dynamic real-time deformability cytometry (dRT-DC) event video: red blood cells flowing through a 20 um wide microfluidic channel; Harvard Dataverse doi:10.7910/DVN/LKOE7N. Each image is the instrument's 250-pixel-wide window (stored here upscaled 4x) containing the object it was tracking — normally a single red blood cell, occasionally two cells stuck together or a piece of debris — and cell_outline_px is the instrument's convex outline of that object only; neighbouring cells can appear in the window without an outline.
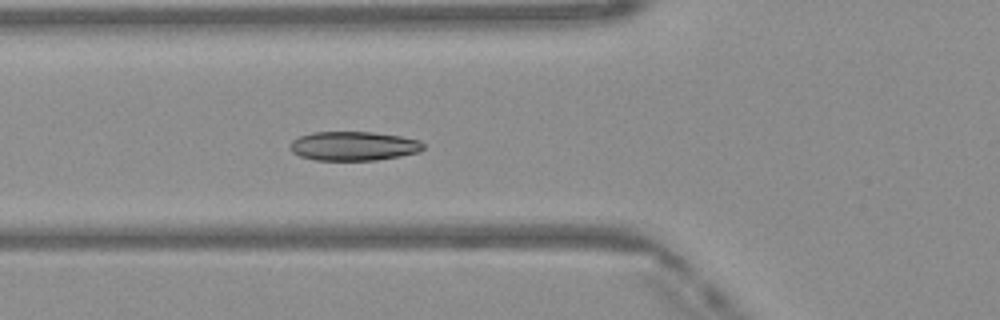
{"species": "Egyptian fruit bat (a non-hibernating species)", "species_latin": "Rousettus aegyptiacus", "temperature_condition": "warm", "stored_images_in_passage": 19, "camera_frame_rate_fps": 3000, "um_per_image_px": 0.085, "frame": {"image": 1, "passage_image": 6, "time_ms": 1.667, "image_size_px": [1000, 320], "cell_outline_px": [[424, 148], [420, 152], [400, 156], [376, 160], [316, 160], [300, 156], [292, 152], [288, 148], [292, 140], [300, 136], [312, 132], [372, 132], [400, 136], [420, 140], [424, 144]], "centroid_in_image_um": [30.05, 12.41], "position_along_channel_um": 95.7, "area_um2": 22.72}}
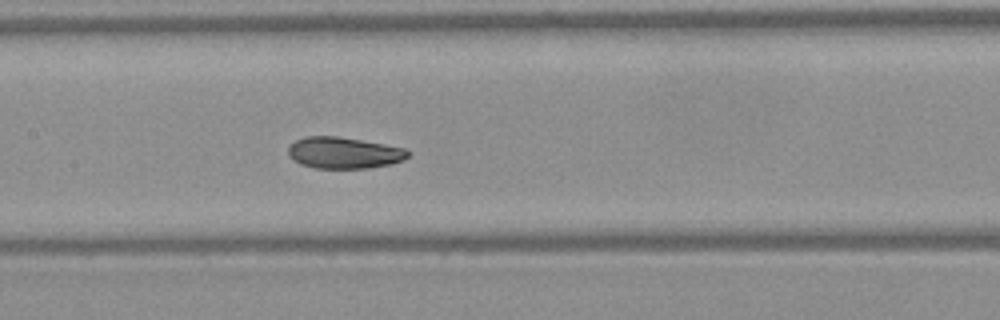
{"frame": {"image": 2, "passage_image": 12, "time_ms": 3.667, "image_size_px": [1000, 320], "cell_outline_px": [[408, 156], [404, 160], [388, 164], [368, 168], [316, 168], [300, 164], [288, 152], [288, 148], [296, 140], [308, 136], [336, 136], [408, 148]], "centroid_in_image_um": [29.26, 12.99], "position_along_channel_um": 178.1, "area_um2": 21.62}}
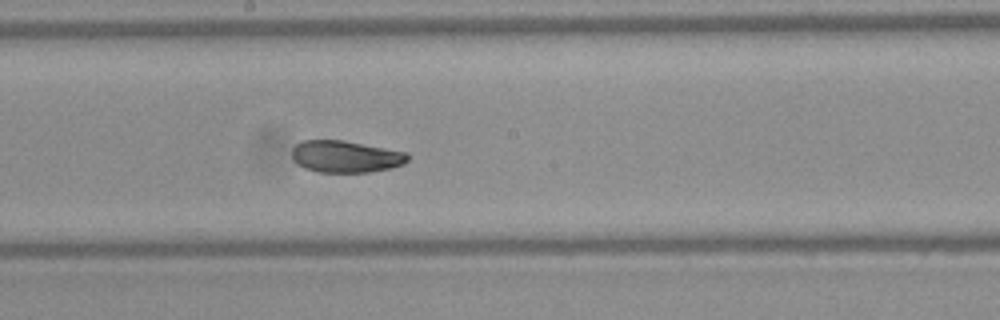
{"frame": {"image": 3, "passage_image": 15, "time_ms": 4.667, "image_size_px": [1000, 320], "cell_outline_px": [[408, 160], [404, 164], [392, 168], [368, 172], [316, 172], [304, 168], [292, 160], [292, 148], [296, 144], [304, 140], [344, 140], [408, 152]], "centroid_in_image_um": [29.38, 13.31], "position_along_channel_um": 218.8, "area_um2": 21.73}}